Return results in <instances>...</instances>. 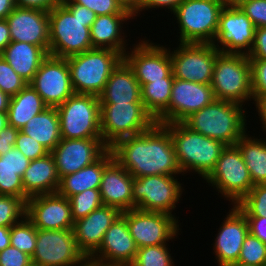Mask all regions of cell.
Masks as SVG:
<instances>
[{"instance_id": "680465c9", "label": "cell", "mask_w": 266, "mask_h": 266, "mask_svg": "<svg viewBox=\"0 0 266 266\" xmlns=\"http://www.w3.org/2000/svg\"><path fill=\"white\" fill-rule=\"evenodd\" d=\"M11 227H0V251L10 246Z\"/></svg>"}, {"instance_id": "9f6ffc18", "label": "cell", "mask_w": 266, "mask_h": 266, "mask_svg": "<svg viewBox=\"0 0 266 266\" xmlns=\"http://www.w3.org/2000/svg\"><path fill=\"white\" fill-rule=\"evenodd\" d=\"M11 42L9 26L6 19H0V53Z\"/></svg>"}, {"instance_id": "484cf974", "label": "cell", "mask_w": 266, "mask_h": 266, "mask_svg": "<svg viewBox=\"0 0 266 266\" xmlns=\"http://www.w3.org/2000/svg\"><path fill=\"white\" fill-rule=\"evenodd\" d=\"M132 19H135L134 14L96 16L90 28L92 47L111 49L124 55L130 48L128 46L130 40L129 38L126 39L128 35L125 28L131 23Z\"/></svg>"}, {"instance_id": "ac0fdd59", "label": "cell", "mask_w": 266, "mask_h": 266, "mask_svg": "<svg viewBox=\"0 0 266 266\" xmlns=\"http://www.w3.org/2000/svg\"><path fill=\"white\" fill-rule=\"evenodd\" d=\"M26 217L36 229H73L71 205L68 198L56 193L30 197L26 202Z\"/></svg>"}, {"instance_id": "60d3db41", "label": "cell", "mask_w": 266, "mask_h": 266, "mask_svg": "<svg viewBox=\"0 0 266 266\" xmlns=\"http://www.w3.org/2000/svg\"><path fill=\"white\" fill-rule=\"evenodd\" d=\"M237 262L253 266L266 263V243L261 242L250 232L245 236Z\"/></svg>"}, {"instance_id": "4dcf8cb0", "label": "cell", "mask_w": 266, "mask_h": 266, "mask_svg": "<svg viewBox=\"0 0 266 266\" xmlns=\"http://www.w3.org/2000/svg\"><path fill=\"white\" fill-rule=\"evenodd\" d=\"M174 78L149 80L141 87V101L145 110L158 124L169 123V102Z\"/></svg>"}, {"instance_id": "1f68e13d", "label": "cell", "mask_w": 266, "mask_h": 266, "mask_svg": "<svg viewBox=\"0 0 266 266\" xmlns=\"http://www.w3.org/2000/svg\"><path fill=\"white\" fill-rule=\"evenodd\" d=\"M20 131L31 136L51 152L62 139L56 107H47L41 113L33 116Z\"/></svg>"}, {"instance_id": "e0dca14e", "label": "cell", "mask_w": 266, "mask_h": 266, "mask_svg": "<svg viewBox=\"0 0 266 266\" xmlns=\"http://www.w3.org/2000/svg\"><path fill=\"white\" fill-rule=\"evenodd\" d=\"M48 107L62 105L75 92L66 58L48 55L29 83Z\"/></svg>"}, {"instance_id": "6da1fadb", "label": "cell", "mask_w": 266, "mask_h": 266, "mask_svg": "<svg viewBox=\"0 0 266 266\" xmlns=\"http://www.w3.org/2000/svg\"><path fill=\"white\" fill-rule=\"evenodd\" d=\"M109 149L114 159L134 178L183 175L172 137L163 124L155 123L146 132L120 139Z\"/></svg>"}, {"instance_id": "74e56055", "label": "cell", "mask_w": 266, "mask_h": 266, "mask_svg": "<svg viewBox=\"0 0 266 266\" xmlns=\"http://www.w3.org/2000/svg\"><path fill=\"white\" fill-rule=\"evenodd\" d=\"M74 221L86 217L103 205L100 190L88 189L69 198Z\"/></svg>"}, {"instance_id": "44dd1931", "label": "cell", "mask_w": 266, "mask_h": 266, "mask_svg": "<svg viewBox=\"0 0 266 266\" xmlns=\"http://www.w3.org/2000/svg\"><path fill=\"white\" fill-rule=\"evenodd\" d=\"M138 247L133 240L126 219L120 215L105 232L102 244L89 258L97 263L112 266H130Z\"/></svg>"}, {"instance_id": "ab89813d", "label": "cell", "mask_w": 266, "mask_h": 266, "mask_svg": "<svg viewBox=\"0 0 266 266\" xmlns=\"http://www.w3.org/2000/svg\"><path fill=\"white\" fill-rule=\"evenodd\" d=\"M26 216V202L15 196L0 195V227H12Z\"/></svg>"}, {"instance_id": "9c48e42d", "label": "cell", "mask_w": 266, "mask_h": 266, "mask_svg": "<svg viewBox=\"0 0 266 266\" xmlns=\"http://www.w3.org/2000/svg\"><path fill=\"white\" fill-rule=\"evenodd\" d=\"M230 205L238 204L254 187L240 149L236 145L226 146L214 169L204 179Z\"/></svg>"}, {"instance_id": "d6986e66", "label": "cell", "mask_w": 266, "mask_h": 266, "mask_svg": "<svg viewBox=\"0 0 266 266\" xmlns=\"http://www.w3.org/2000/svg\"><path fill=\"white\" fill-rule=\"evenodd\" d=\"M108 149L102 138H62L50 153L55 159L58 176L62 178L93 164Z\"/></svg>"}, {"instance_id": "ee69618b", "label": "cell", "mask_w": 266, "mask_h": 266, "mask_svg": "<svg viewBox=\"0 0 266 266\" xmlns=\"http://www.w3.org/2000/svg\"><path fill=\"white\" fill-rule=\"evenodd\" d=\"M235 4L256 28L266 27V0H238Z\"/></svg>"}, {"instance_id": "ffe728a7", "label": "cell", "mask_w": 266, "mask_h": 266, "mask_svg": "<svg viewBox=\"0 0 266 266\" xmlns=\"http://www.w3.org/2000/svg\"><path fill=\"white\" fill-rule=\"evenodd\" d=\"M226 217L214 238L213 254L218 266L235 263L239 259L240 250L245 236L249 232L248 220L245 214L236 206H230ZM217 260V261H216Z\"/></svg>"}, {"instance_id": "7c38bea8", "label": "cell", "mask_w": 266, "mask_h": 266, "mask_svg": "<svg viewBox=\"0 0 266 266\" xmlns=\"http://www.w3.org/2000/svg\"><path fill=\"white\" fill-rule=\"evenodd\" d=\"M121 215L126 219L129 232L138 248L168 244L181 235L180 220L170 214L135 208L122 212Z\"/></svg>"}, {"instance_id": "11a10c76", "label": "cell", "mask_w": 266, "mask_h": 266, "mask_svg": "<svg viewBox=\"0 0 266 266\" xmlns=\"http://www.w3.org/2000/svg\"><path fill=\"white\" fill-rule=\"evenodd\" d=\"M256 114H258L263 134H266V94L259 95L254 101Z\"/></svg>"}, {"instance_id": "8d00e7d4", "label": "cell", "mask_w": 266, "mask_h": 266, "mask_svg": "<svg viewBox=\"0 0 266 266\" xmlns=\"http://www.w3.org/2000/svg\"><path fill=\"white\" fill-rule=\"evenodd\" d=\"M0 195L15 196L24 200L22 177L9 166V152L0 156Z\"/></svg>"}, {"instance_id": "6125c7cd", "label": "cell", "mask_w": 266, "mask_h": 266, "mask_svg": "<svg viewBox=\"0 0 266 266\" xmlns=\"http://www.w3.org/2000/svg\"><path fill=\"white\" fill-rule=\"evenodd\" d=\"M8 125L7 112H0V131Z\"/></svg>"}, {"instance_id": "94428289", "label": "cell", "mask_w": 266, "mask_h": 266, "mask_svg": "<svg viewBox=\"0 0 266 266\" xmlns=\"http://www.w3.org/2000/svg\"><path fill=\"white\" fill-rule=\"evenodd\" d=\"M11 97L0 89V112H8Z\"/></svg>"}, {"instance_id": "f5cc1de1", "label": "cell", "mask_w": 266, "mask_h": 266, "mask_svg": "<svg viewBox=\"0 0 266 266\" xmlns=\"http://www.w3.org/2000/svg\"><path fill=\"white\" fill-rule=\"evenodd\" d=\"M249 225V232L266 243V216L265 217H246Z\"/></svg>"}, {"instance_id": "d6a6232c", "label": "cell", "mask_w": 266, "mask_h": 266, "mask_svg": "<svg viewBox=\"0 0 266 266\" xmlns=\"http://www.w3.org/2000/svg\"><path fill=\"white\" fill-rule=\"evenodd\" d=\"M48 106L34 88L27 84L17 95L11 97L8 108V125L22 129L35 115Z\"/></svg>"}, {"instance_id": "681fc988", "label": "cell", "mask_w": 266, "mask_h": 266, "mask_svg": "<svg viewBox=\"0 0 266 266\" xmlns=\"http://www.w3.org/2000/svg\"><path fill=\"white\" fill-rule=\"evenodd\" d=\"M247 56L249 59L266 60V27L255 29L254 44Z\"/></svg>"}, {"instance_id": "5bb4252c", "label": "cell", "mask_w": 266, "mask_h": 266, "mask_svg": "<svg viewBox=\"0 0 266 266\" xmlns=\"http://www.w3.org/2000/svg\"><path fill=\"white\" fill-rule=\"evenodd\" d=\"M177 45L172 50L170 47L174 78L211 84L214 64L220 52L209 43H177Z\"/></svg>"}, {"instance_id": "e575fe53", "label": "cell", "mask_w": 266, "mask_h": 266, "mask_svg": "<svg viewBox=\"0 0 266 266\" xmlns=\"http://www.w3.org/2000/svg\"><path fill=\"white\" fill-rule=\"evenodd\" d=\"M167 245L169 246L163 244L138 248L130 266H175V259Z\"/></svg>"}, {"instance_id": "2e32d148", "label": "cell", "mask_w": 266, "mask_h": 266, "mask_svg": "<svg viewBox=\"0 0 266 266\" xmlns=\"http://www.w3.org/2000/svg\"><path fill=\"white\" fill-rule=\"evenodd\" d=\"M253 22L236 4H226L220 12L213 46L222 53L248 55L254 44Z\"/></svg>"}, {"instance_id": "30bf717a", "label": "cell", "mask_w": 266, "mask_h": 266, "mask_svg": "<svg viewBox=\"0 0 266 266\" xmlns=\"http://www.w3.org/2000/svg\"><path fill=\"white\" fill-rule=\"evenodd\" d=\"M56 109L60 120L61 138H102L98 96L74 93Z\"/></svg>"}, {"instance_id": "7dc6e473", "label": "cell", "mask_w": 266, "mask_h": 266, "mask_svg": "<svg viewBox=\"0 0 266 266\" xmlns=\"http://www.w3.org/2000/svg\"><path fill=\"white\" fill-rule=\"evenodd\" d=\"M31 257L13 246L0 251V266H29Z\"/></svg>"}, {"instance_id": "ba28073f", "label": "cell", "mask_w": 266, "mask_h": 266, "mask_svg": "<svg viewBox=\"0 0 266 266\" xmlns=\"http://www.w3.org/2000/svg\"><path fill=\"white\" fill-rule=\"evenodd\" d=\"M155 123L143 103H100V131L108 148L120 139L148 131Z\"/></svg>"}, {"instance_id": "83f0119b", "label": "cell", "mask_w": 266, "mask_h": 266, "mask_svg": "<svg viewBox=\"0 0 266 266\" xmlns=\"http://www.w3.org/2000/svg\"><path fill=\"white\" fill-rule=\"evenodd\" d=\"M99 99L100 103H143L140 84L124 60L111 73Z\"/></svg>"}, {"instance_id": "f1b7e54d", "label": "cell", "mask_w": 266, "mask_h": 266, "mask_svg": "<svg viewBox=\"0 0 266 266\" xmlns=\"http://www.w3.org/2000/svg\"><path fill=\"white\" fill-rule=\"evenodd\" d=\"M0 55L29 84L49 53L40 46L11 41Z\"/></svg>"}, {"instance_id": "be15d7a7", "label": "cell", "mask_w": 266, "mask_h": 266, "mask_svg": "<svg viewBox=\"0 0 266 266\" xmlns=\"http://www.w3.org/2000/svg\"><path fill=\"white\" fill-rule=\"evenodd\" d=\"M82 266H112V265H105V264L97 263L95 261L87 259Z\"/></svg>"}, {"instance_id": "8fae6325", "label": "cell", "mask_w": 266, "mask_h": 266, "mask_svg": "<svg viewBox=\"0 0 266 266\" xmlns=\"http://www.w3.org/2000/svg\"><path fill=\"white\" fill-rule=\"evenodd\" d=\"M177 177L154 175L133 178V209L164 212L177 218L173 210L183 200L181 197L185 191L183 182Z\"/></svg>"}, {"instance_id": "7a4b0ae2", "label": "cell", "mask_w": 266, "mask_h": 266, "mask_svg": "<svg viewBox=\"0 0 266 266\" xmlns=\"http://www.w3.org/2000/svg\"><path fill=\"white\" fill-rule=\"evenodd\" d=\"M49 55L67 58L93 49L90 28L96 14L71 0H60L49 12Z\"/></svg>"}, {"instance_id": "c3c4849f", "label": "cell", "mask_w": 266, "mask_h": 266, "mask_svg": "<svg viewBox=\"0 0 266 266\" xmlns=\"http://www.w3.org/2000/svg\"><path fill=\"white\" fill-rule=\"evenodd\" d=\"M183 0H142L141 7L134 13L135 19L141 15H144L145 11L164 9L166 12L170 11L171 14L175 11L178 5ZM168 10V11H167ZM137 16V17H136Z\"/></svg>"}, {"instance_id": "4316f807", "label": "cell", "mask_w": 266, "mask_h": 266, "mask_svg": "<svg viewBox=\"0 0 266 266\" xmlns=\"http://www.w3.org/2000/svg\"><path fill=\"white\" fill-rule=\"evenodd\" d=\"M24 201L36 195L56 193L60 178L57 173L55 159L51 153L31 160L22 176Z\"/></svg>"}, {"instance_id": "7402d4cb", "label": "cell", "mask_w": 266, "mask_h": 266, "mask_svg": "<svg viewBox=\"0 0 266 266\" xmlns=\"http://www.w3.org/2000/svg\"><path fill=\"white\" fill-rule=\"evenodd\" d=\"M11 41L40 46L49 53L48 12L35 8L15 7L7 16Z\"/></svg>"}, {"instance_id": "6f0895ef", "label": "cell", "mask_w": 266, "mask_h": 266, "mask_svg": "<svg viewBox=\"0 0 266 266\" xmlns=\"http://www.w3.org/2000/svg\"><path fill=\"white\" fill-rule=\"evenodd\" d=\"M15 7L14 0H0V19H6Z\"/></svg>"}, {"instance_id": "3957f363", "label": "cell", "mask_w": 266, "mask_h": 266, "mask_svg": "<svg viewBox=\"0 0 266 266\" xmlns=\"http://www.w3.org/2000/svg\"><path fill=\"white\" fill-rule=\"evenodd\" d=\"M246 109L244 105L235 102L215 99L192 113L183 123L192 131L220 141L226 146L236 145L250 128L247 125Z\"/></svg>"}, {"instance_id": "f546056e", "label": "cell", "mask_w": 266, "mask_h": 266, "mask_svg": "<svg viewBox=\"0 0 266 266\" xmlns=\"http://www.w3.org/2000/svg\"><path fill=\"white\" fill-rule=\"evenodd\" d=\"M113 158L112 151L108 149L93 164L86 166L75 173H71L60 178L57 193L69 199L71 196L84 192L88 189H99L104 167Z\"/></svg>"}, {"instance_id": "836d02e7", "label": "cell", "mask_w": 266, "mask_h": 266, "mask_svg": "<svg viewBox=\"0 0 266 266\" xmlns=\"http://www.w3.org/2000/svg\"><path fill=\"white\" fill-rule=\"evenodd\" d=\"M249 132L237 141L236 146L240 149L253 185L266 184V137L250 136Z\"/></svg>"}, {"instance_id": "cb8c5ba5", "label": "cell", "mask_w": 266, "mask_h": 266, "mask_svg": "<svg viewBox=\"0 0 266 266\" xmlns=\"http://www.w3.org/2000/svg\"><path fill=\"white\" fill-rule=\"evenodd\" d=\"M120 215L118 209L102 205L86 217L74 221L73 232L77 246L87 259L98 250L105 232Z\"/></svg>"}, {"instance_id": "f907efd6", "label": "cell", "mask_w": 266, "mask_h": 266, "mask_svg": "<svg viewBox=\"0 0 266 266\" xmlns=\"http://www.w3.org/2000/svg\"><path fill=\"white\" fill-rule=\"evenodd\" d=\"M19 129L7 125L0 131V156L10 152L15 146Z\"/></svg>"}, {"instance_id": "9a60e30c", "label": "cell", "mask_w": 266, "mask_h": 266, "mask_svg": "<svg viewBox=\"0 0 266 266\" xmlns=\"http://www.w3.org/2000/svg\"><path fill=\"white\" fill-rule=\"evenodd\" d=\"M147 37L139 38L123 55V60L133 70L142 87L149 80L174 78L170 57V47L154 43Z\"/></svg>"}, {"instance_id": "277c9868", "label": "cell", "mask_w": 266, "mask_h": 266, "mask_svg": "<svg viewBox=\"0 0 266 266\" xmlns=\"http://www.w3.org/2000/svg\"><path fill=\"white\" fill-rule=\"evenodd\" d=\"M172 137L178 165L183 176L188 172L198 174L201 180L214 169L222 150L220 141L192 131L183 122L163 124Z\"/></svg>"}, {"instance_id": "f35d334b", "label": "cell", "mask_w": 266, "mask_h": 266, "mask_svg": "<svg viewBox=\"0 0 266 266\" xmlns=\"http://www.w3.org/2000/svg\"><path fill=\"white\" fill-rule=\"evenodd\" d=\"M236 206L246 217L266 216V184L254 185Z\"/></svg>"}, {"instance_id": "603a6c76", "label": "cell", "mask_w": 266, "mask_h": 266, "mask_svg": "<svg viewBox=\"0 0 266 266\" xmlns=\"http://www.w3.org/2000/svg\"><path fill=\"white\" fill-rule=\"evenodd\" d=\"M215 99L210 84L174 78L169 102V123L183 122Z\"/></svg>"}, {"instance_id": "91938a15", "label": "cell", "mask_w": 266, "mask_h": 266, "mask_svg": "<svg viewBox=\"0 0 266 266\" xmlns=\"http://www.w3.org/2000/svg\"><path fill=\"white\" fill-rule=\"evenodd\" d=\"M133 14L141 7L142 0H119Z\"/></svg>"}, {"instance_id": "e7e4bbea", "label": "cell", "mask_w": 266, "mask_h": 266, "mask_svg": "<svg viewBox=\"0 0 266 266\" xmlns=\"http://www.w3.org/2000/svg\"><path fill=\"white\" fill-rule=\"evenodd\" d=\"M225 266H253V265H249V264H245V263H240V262H235V263L227 264Z\"/></svg>"}, {"instance_id": "db71d44e", "label": "cell", "mask_w": 266, "mask_h": 266, "mask_svg": "<svg viewBox=\"0 0 266 266\" xmlns=\"http://www.w3.org/2000/svg\"><path fill=\"white\" fill-rule=\"evenodd\" d=\"M17 7L35 8L49 12L60 0H14Z\"/></svg>"}, {"instance_id": "5b68a950", "label": "cell", "mask_w": 266, "mask_h": 266, "mask_svg": "<svg viewBox=\"0 0 266 266\" xmlns=\"http://www.w3.org/2000/svg\"><path fill=\"white\" fill-rule=\"evenodd\" d=\"M66 59L74 92L99 97L123 55L111 49L93 48Z\"/></svg>"}, {"instance_id": "f6af8a7d", "label": "cell", "mask_w": 266, "mask_h": 266, "mask_svg": "<svg viewBox=\"0 0 266 266\" xmlns=\"http://www.w3.org/2000/svg\"><path fill=\"white\" fill-rule=\"evenodd\" d=\"M29 160H35L50 153L42 144L19 130L14 146Z\"/></svg>"}, {"instance_id": "52a82bcc", "label": "cell", "mask_w": 266, "mask_h": 266, "mask_svg": "<svg viewBox=\"0 0 266 266\" xmlns=\"http://www.w3.org/2000/svg\"><path fill=\"white\" fill-rule=\"evenodd\" d=\"M225 5L223 0H183L172 13L180 31L177 43L212 44Z\"/></svg>"}, {"instance_id": "7bdbcfd3", "label": "cell", "mask_w": 266, "mask_h": 266, "mask_svg": "<svg viewBox=\"0 0 266 266\" xmlns=\"http://www.w3.org/2000/svg\"><path fill=\"white\" fill-rule=\"evenodd\" d=\"M74 4L85 6L96 16L111 14H133L119 0H71Z\"/></svg>"}, {"instance_id": "d590c367", "label": "cell", "mask_w": 266, "mask_h": 266, "mask_svg": "<svg viewBox=\"0 0 266 266\" xmlns=\"http://www.w3.org/2000/svg\"><path fill=\"white\" fill-rule=\"evenodd\" d=\"M36 239L37 229L26 216L11 227L10 245L30 257L35 251Z\"/></svg>"}, {"instance_id": "bcb514c9", "label": "cell", "mask_w": 266, "mask_h": 266, "mask_svg": "<svg viewBox=\"0 0 266 266\" xmlns=\"http://www.w3.org/2000/svg\"><path fill=\"white\" fill-rule=\"evenodd\" d=\"M251 64L252 90L254 100L266 94V60L249 59Z\"/></svg>"}, {"instance_id": "03108f58", "label": "cell", "mask_w": 266, "mask_h": 266, "mask_svg": "<svg viewBox=\"0 0 266 266\" xmlns=\"http://www.w3.org/2000/svg\"><path fill=\"white\" fill-rule=\"evenodd\" d=\"M226 4H235L238 0H223Z\"/></svg>"}, {"instance_id": "8992f818", "label": "cell", "mask_w": 266, "mask_h": 266, "mask_svg": "<svg viewBox=\"0 0 266 266\" xmlns=\"http://www.w3.org/2000/svg\"><path fill=\"white\" fill-rule=\"evenodd\" d=\"M210 85L217 100L231 101L244 106H250V103L253 105L249 57L245 54L220 52L216 57Z\"/></svg>"}, {"instance_id": "4fadbf2b", "label": "cell", "mask_w": 266, "mask_h": 266, "mask_svg": "<svg viewBox=\"0 0 266 266\" xmlns=\"http://www.w3.org/2000/svg\"><path fill=\"white\" fill-rule=\"evenodd\" d=\"M87 258L79 250L73 229H37L34 266H82Z\"/></svg>"}, {"instance_id": "d4e9b609", "label": "cell", "mask_w": 266, "mask_h": 266, "mask_svg": "<svg viewBox=\"0 0 266 266\" xmlns=\"http://www.w3.org/2000/svg\"><path fill=\"white\" fill-rule=\"evenodd\" d=\"M133 178L113 158L104 167L99 187L103 205L116 208L121 213L133 209Z\"/></svg>"}, {"instance_id": "816d5d0a", "label": "cell", "mask_w": 266, "mask_h": 266, "mask_svg": "<svg viewBox=\"0 0 266 266\" xmlns=\"http://www.w3.org/2000/svg\"><path fill=\"white\" fill-rule=\"evenodd\" d=\"M30 161L31 160L26 158L25 155L15 147H13L9 152V166L21 177L28 168Z\"/></svg>"}, {"instance_id": "b9f144b4", "label": "cell", "mask_w": 266, "mask_h": 266, "mask_svg": "<svg viewBox=\"0 0 266 266\" xmlns=\"http://www.w3.org/2000/svg\"><path fill=\"white\" fill-rule=\"evenodd\" d=\"M27 84L0 55V89L12 97L17 95Z\"/></svg>"}]
</instances>
